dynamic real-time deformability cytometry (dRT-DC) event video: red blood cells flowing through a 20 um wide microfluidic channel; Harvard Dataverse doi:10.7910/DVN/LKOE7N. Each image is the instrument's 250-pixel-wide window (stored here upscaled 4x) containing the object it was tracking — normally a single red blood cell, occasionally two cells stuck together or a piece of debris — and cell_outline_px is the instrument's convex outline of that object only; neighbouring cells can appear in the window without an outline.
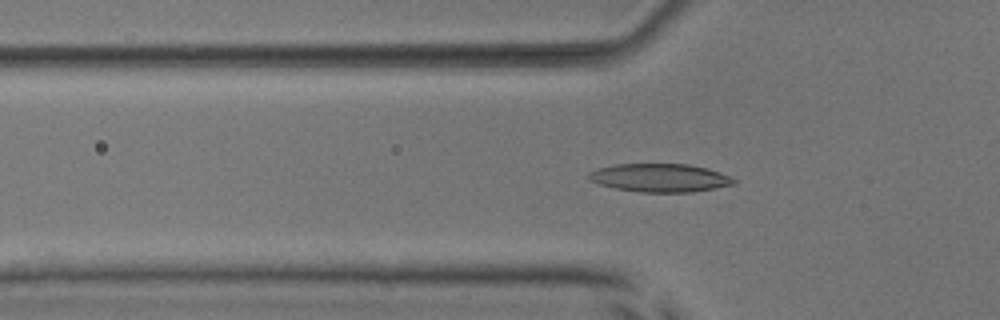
{"species": "common noctule bat (a hibernating species)", "species_latin": "Nyctalus noctula", "temperature_condition": "room temperature", "stored_images_in_passage": 52, "camera_frame_rate_fps": 3000, "um_per_image_px": 0.085, "animal": {"sex": "male", "body_mass_g": 17.9, "forearm_length_mm": 54.2}, "frame": {"image": 1, "passage_image": 18, "time_ms": 5.667, "image_size_px": [1000, 320], "cell_outline_px": [[736, 184], [692, 192], [640, 192], [616, 188], [600, 184], [588, 180], [588, 176], [596, 168], [616, 164], [688, 164], [708, 168], [720, 172], [736, 180]], "centroid_in_image_um": [56.1, 15.11], "position_along_channel_um": 69.7, "area_um2": 23.81}}
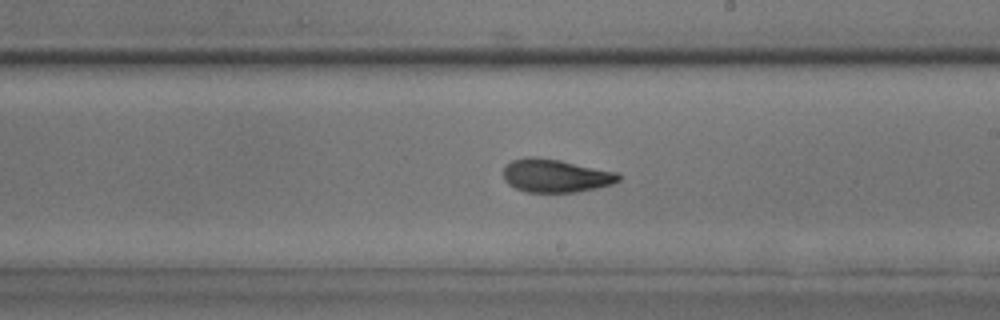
{"frame": {"image": 2, "passage_image": 31, "time_ms": 10.0, "image_size_px": [1000, 320], "cell_outline_px": [[620, 180], [612, 184], [596, 188], [576, 192], [528, 192], [516, 188], [508, 184], [504, 180], [504, 164], [512, 160], [528, 156], [536, 156], [560, 160], [620, 172]], "centroid_in_image_um": [47.23, 14.92], "position_along_channel_um": 241.8, "area_um2": 22.54}}
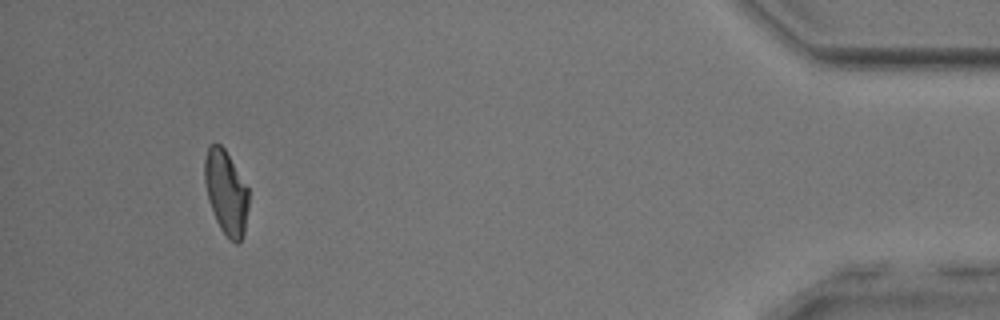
{"frame": {"image": 3, "passage_image": 49, "time_ms": 16.0, "image_size_px": [1000, 320], "cell_outline_px": [[248, 208], [244, 236], [236, 244], [228, 240], [220, 228], [216, 220], [208, 200], [204, 180], [204, 160], [208, 148], [212, 144], [220, 144], [224, 148], [248, 188]], "centroid_in_image_um": [19.21, 16.4], "position_along_channel_um": 416.0, "area_um2": 21.56}, "authors_computed_cell_mechanics": {"area_um2": 22.1374, "velocity_mm_per_s": 3.9888, "shape_relaxation_time_tau1_ms": 8.1377, "shape_relaxation_time_tau2_ms": 1.8272, "deformation_change_tau1": 0.2022, "deformation_change_tau2": 0.0842}}